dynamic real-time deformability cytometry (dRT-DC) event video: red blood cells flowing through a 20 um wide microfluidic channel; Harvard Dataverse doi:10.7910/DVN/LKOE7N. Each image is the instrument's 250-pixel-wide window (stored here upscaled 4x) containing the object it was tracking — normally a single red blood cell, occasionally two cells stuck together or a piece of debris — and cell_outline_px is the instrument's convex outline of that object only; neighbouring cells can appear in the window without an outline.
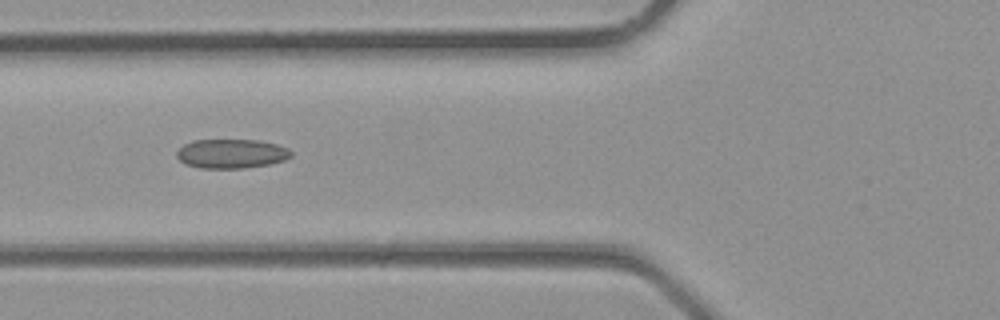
{"species": "common noctule bat (a hibernating species)", "species_latin": "Nyctalus noctula", "temperature_condition": "room temperature", "stored_images_in_passage": 28, "camera_frame_rate_fps": 3000, "um_per_image_px": 0.085, "animal": {"sex": "male", "body_mass_g": 23.1, "forearm_length_mm": 52.7}, "frame": {"image": 1, "passage_image": 6, "time_ms": 1.667, "image_size_px": [1000, 320], "cell_outline_px": [[292, 156], [284, 160], [272, 164], [244, 168], [200, 168], [184, 164], [176, 156], [176, 152], [184, 144], [192, 140], [260, 140], [276, 144], [288, 148], [292, 152]], "centroid_in_image_um": [19.67, 13.06], "position_along_channel_um": 106.1, "area_um2": 19.65}}
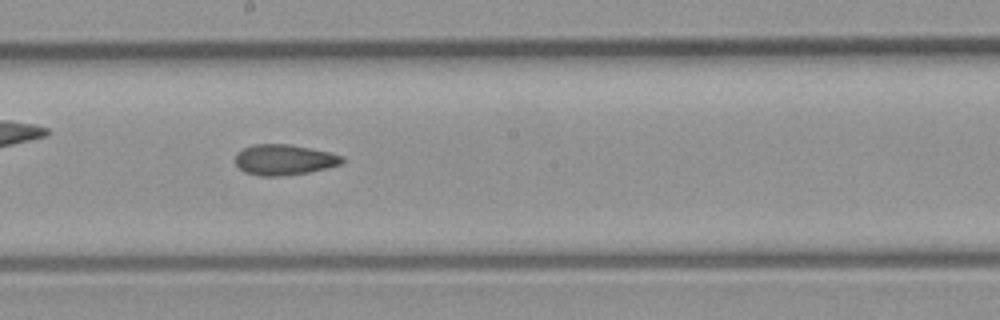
{"frame": {"image": 2, "passage_image": 12, "time_ms": 3.667, "image_size_px": [1000, 320], "cell_outline_px": [[344, 164], [308, 172], [276, 176], [260, 176], [244, 172], [236, 164], [236, 152], [252, 144], [288, 144], [328, 152], [344, 156]], "centroid_in_image_um": [24.15, 13.57], "position_along_channel_um": 224.0, "area_um2": 18.96}}
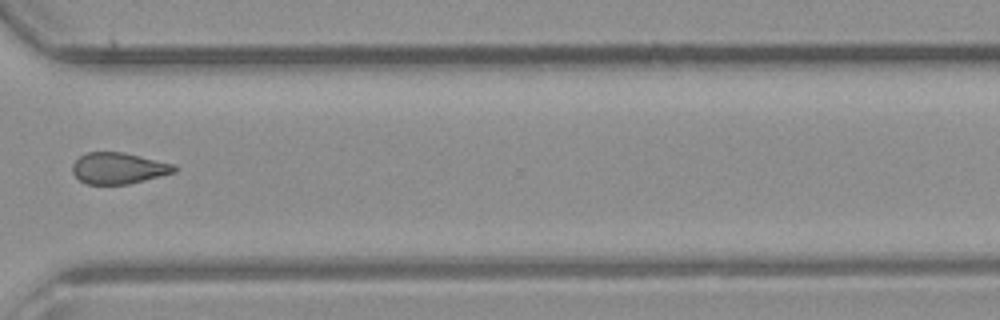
{"frame": {"image": 3, "passage_image": 19, "time_ms": 6.0, "image_size_px": [1000, 320], "cell_outline_px": [[176, 172], [128, 184], [88, 184], [80, 180], [72, 172], [72, 164], [80, 156], [88, 152], [124, 152], [176, 164]], "centroid_in_image_um": [10.09, 14.29], "position_along_channel_um": 360.5, "area_um2": 18.55}}